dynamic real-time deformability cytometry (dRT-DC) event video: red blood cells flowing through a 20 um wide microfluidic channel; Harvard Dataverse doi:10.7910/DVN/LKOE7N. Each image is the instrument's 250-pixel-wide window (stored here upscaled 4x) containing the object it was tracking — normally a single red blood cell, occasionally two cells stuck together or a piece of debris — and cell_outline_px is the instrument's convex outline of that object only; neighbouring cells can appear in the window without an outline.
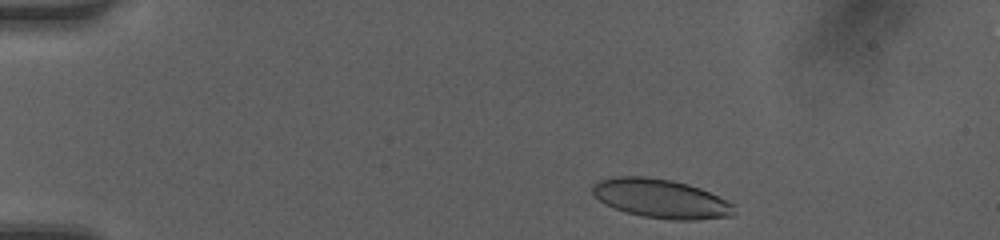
{"species": "human", "species_latin": "Homo sapiens", "temperature_condition": "room temperature", "stored_images_in_passage": 43, "camera_frame_rate_fps": 3000, "um_per_image_px": 0.085, "donor": {"sex": "female"}, "frame": {"image": 1, "passage_image": 2, "time_ms": 0.333, "image_size_px": [1000, 240], "cell_outline_px": [[736, 212], [732, 216], [696, 220], [672, 220], [644, 216], [624, 212], [612, 208], [604, 204], [592, 192], [592, 184], [600, 180], [612, 176], [644, 176], [672, 180], [688, 184], [700, 188], [736, 204]], "centroid_in_image_um": [56.19, 16.88], "position_along_channel_um": 28.8, "area_um2": 32.54}}
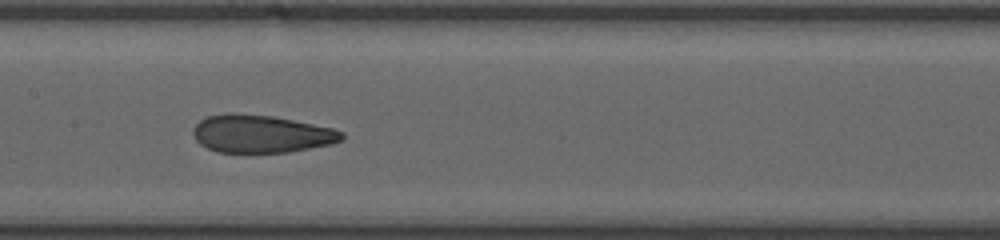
{"frame": {"image": 2, "passage_image": 19, "time_ms": 6.0, "image_size_px": [1000, 240], "cell_outline_px": [[344, 140], [332, 144], [288, 152], [216, 152], [200, 144], [196, 140], [192, 132], [192, 128], [200, 120], [208, 116], [272, 116], [332, 128], [344, 132]], "centroid_in_image_um": [22.25, 11.42], "position_along_channel_um": 185.2, "area_um2": 31.79}}
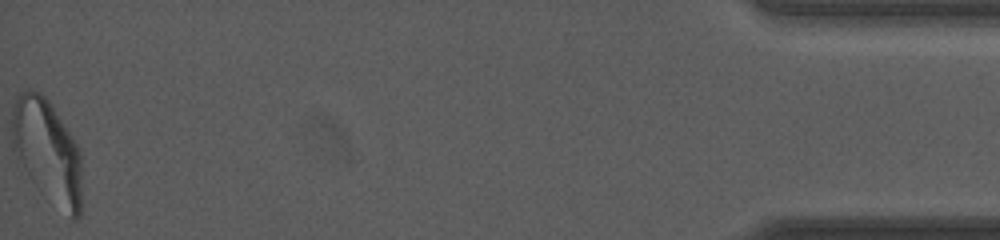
{"frame": {"image": 3, "passage_image": 43, "time_ms": 14.0, "image_size_px": [1000, 240], "cell_outline_px": [[80, 216], [76, 220], [72, 220], [28, 172], [12, 148], [12, 108], [20, 92], [28, 88], [32, 88], [40, 92], [48, 100], [72, 136], [80, 152]], "centroid_in_image_um": [4.02, 12.73], "position_along_channel_um": 431.2, "area_um2": 40.4}, "authors_computed_cell_mechanics": {"area_um2": 33.6396, "velocity_mm_per_s": 4.1855, "shape_relaxation_time_tau1_ms": 9.91, "shape_relaxation_time_tau2_ms": 1.2028, "deformation_change_tau1": 0.2933, "deformation_change_tau2": 0.0782}}